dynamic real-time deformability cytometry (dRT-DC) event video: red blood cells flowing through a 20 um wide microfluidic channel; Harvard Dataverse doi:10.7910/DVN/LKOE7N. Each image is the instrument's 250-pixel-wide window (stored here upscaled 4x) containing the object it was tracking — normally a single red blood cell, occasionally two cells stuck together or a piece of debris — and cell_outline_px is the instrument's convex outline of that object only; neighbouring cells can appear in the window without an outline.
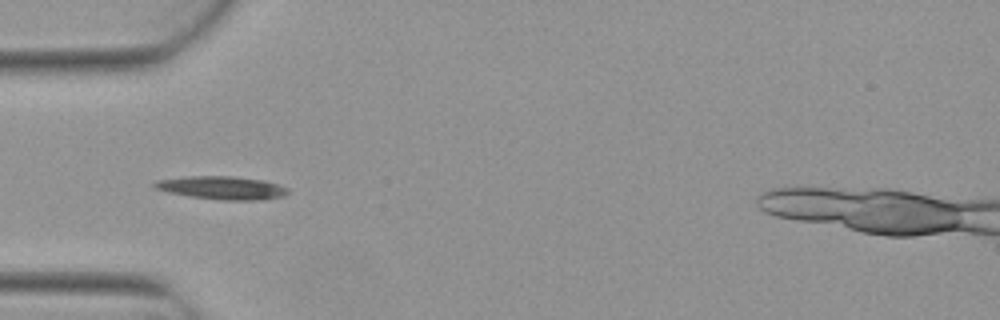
{"species": "Egyptian fruit bat (a non-hibernating species)", "species_latin": "Rousettus aegyptiacus", "temperature_condition": "warm", "stored_images_in_passage": 5, "camera_frame_rate_fps": 3000, "um_per_image_px": 0.085, "animal": {"sex": "female"}, "frame": {"image": 1, "passage_image": 2, "time_ms": 0.333, "image_size_px": [1000, 320], "cell_outline_px": [[288, 192], [284, 196], [260, 200], [224, 200], [188, 196], [168, 192], [156, 188], [152, 184], [156, 180], [184, 176], [232, 176], [264, 180], [288, 188]], "centroid_in_image_um": [18.85, 15.96], "position_along_channel_um": 66.1, "area_um2": 17.98}}
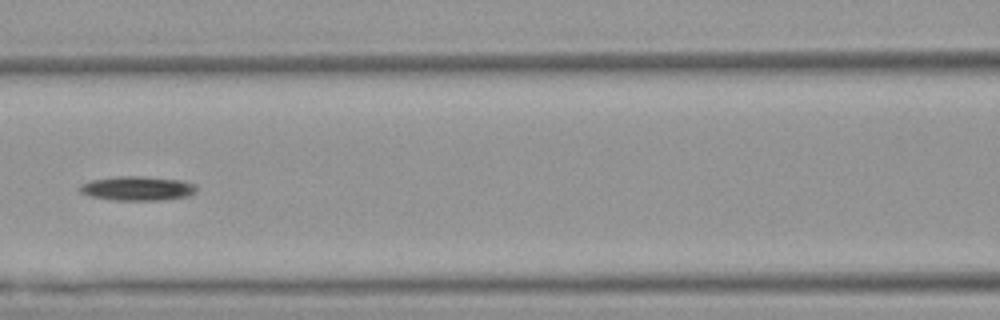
{"frame": {"image": 2, "passage_image": 4, "time_ms": 1.0, "image_size_px": [1000, 320], "cell_outline_px": [[196, 192], [188, 196], [160, 200], [112, 200], [92, 196], [80, 192], [76, 188], [80, 184], [88, 180], [116, 176], [140, 176], [180, 180], [196, 184]], "centroid_in_image_um": [11.63, 16.0], "position_along_channel_um": 155.0, "area_um2": 16.65}}
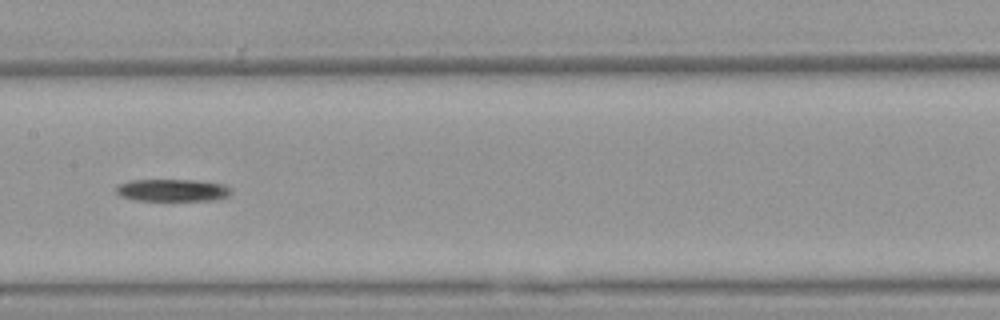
{"frame": {"image": 3, "passage_image": 5, "time_ms": 1.333, "image_size_px": [1000, 320], "cell_outline_px": [[232, 192], [228, 196], [216, 200], [136, 200], [120, 196], [116, 192], [116, 188], [120, 184], [128, 180], [196, 180], [224, 184], [232, 188]], "centroid_in_image_um": [14.69, 16.16], "position_along_channel_um": 192.7, "area_um2": 14.97}}